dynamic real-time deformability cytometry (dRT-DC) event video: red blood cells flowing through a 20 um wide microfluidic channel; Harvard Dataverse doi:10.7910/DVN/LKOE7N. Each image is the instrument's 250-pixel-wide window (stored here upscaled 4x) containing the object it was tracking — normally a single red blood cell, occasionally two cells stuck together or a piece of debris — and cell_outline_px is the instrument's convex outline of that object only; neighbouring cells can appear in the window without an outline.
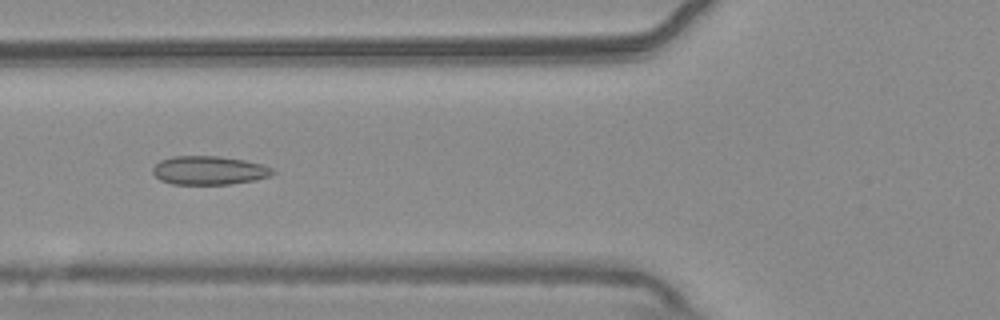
{"species": "common noctule bat (a hibernating species)", "species_latin": "Nyctalus noctula", "temperature_condition": "warm", "stored_images_in_passage": 44, "camera_frame_rate_fps": 3000, "um_per_image_px": 0.085, "animal": {"sex": "male", "body_mass_g": 20.4}, "frame": {"image": 1, "passage_image": 14, "time_ms": 4.333, "image_size_px": [1000, 320], "cell_outline_px": [[276, 172], [272, 176], [256, 180], [228, 184], [172, 184], [160, 180], [152, 172], [152, 168], [160, 160], [172, 156], [216, 156], [244, 160], [260, 164], [272, 168]], "centroid_in_image_um": [17.77, 14.48], "position_along_channel_um": 108.0, "area_um2": 20.06}}
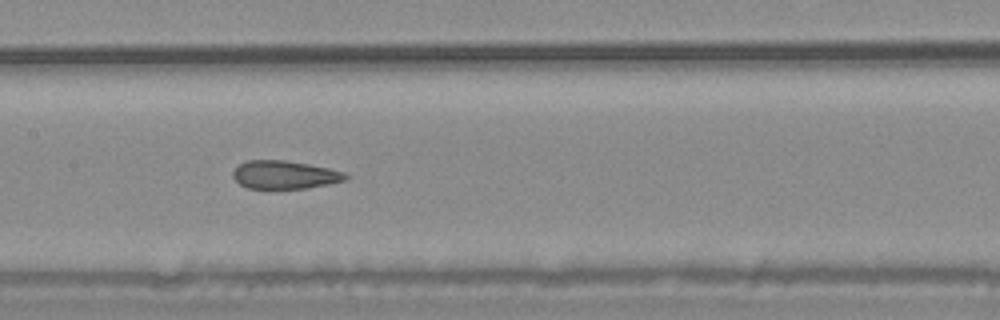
{"frame": {"image": 2, "passage_image": 20, "time_ms": 6.333, "image_size_px": [1000, 320], "cell_outline_px": [[348, 176], [344, 180], [328, 184], [308, 188], [248, 188], [240, 184], [232, 176], [232, 172], [240, 164], [248, 160], [284, 160], [308, 164], [328, 168], [344, 172]], "centroid_in_image_um": [24.18, 14.85], "position_along_channel_um": 183.2, "area_um2": 18.26}}
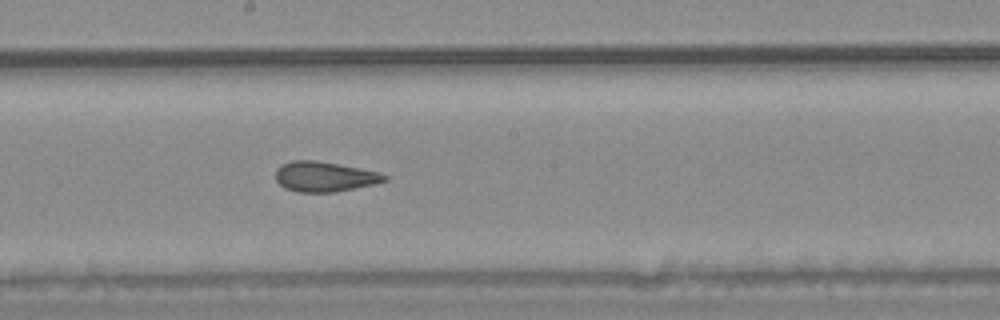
{"frame": {"image": 3, "passage_image": 23, "time_ms": 7.333, "image_size_px": [1000, 320], "cell_outline_px": [[388, 180], [376, 184], [336, 192], [296, 192], [284, 188], [276, 180], [276, 168], [292, 160], [316, 160], [360, 168], [376, 172], [388, 176]], "centroid_in_image_um": [27.58, 15.02], "position_along_channel_um": 220.6, "area_um2": 19.13}, "authors_computed_cell_mechanics": {"area_um2": 20.4612, "velocity_mm_per_s": 3.7395, "shape_relaxation_time_tau1_ms": null, "shape_relaxation_time_tau2_ms": 2.0125, "deformation_change_tau1": null, "deformation_change_tau2": 0.0769}}